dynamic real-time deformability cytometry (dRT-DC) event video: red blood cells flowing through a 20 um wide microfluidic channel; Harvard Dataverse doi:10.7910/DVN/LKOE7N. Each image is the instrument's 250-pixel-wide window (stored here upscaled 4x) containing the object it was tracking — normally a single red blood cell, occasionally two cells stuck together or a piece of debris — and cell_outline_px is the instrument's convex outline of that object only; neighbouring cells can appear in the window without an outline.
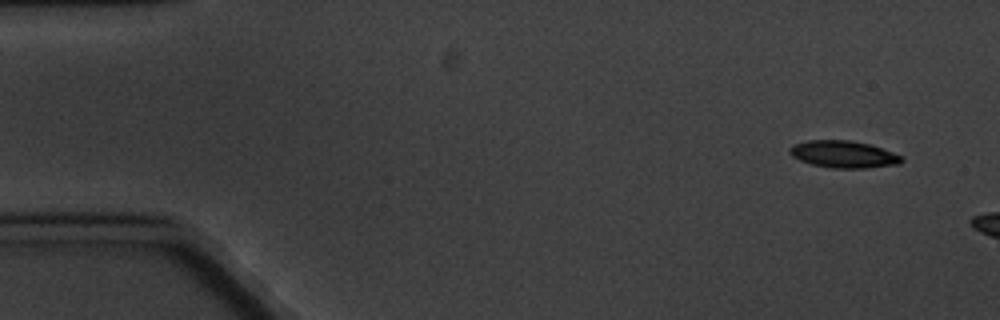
{"species": "common noctule bat (a hibernating species)", "species_latin": "Nyctalus noctula", "temperature_condition": "cold", "stored_images_in_passage": 5, "camera_frame_rate_fps": 3000, "um_per_image_px": 0.085, "animal": {"sex": "male", "body_mass_g": 20.1, "forearm_length_mm": 53.5}, "frame": {"image": 1, "passage_image": 1, "time_ms": 0.0, "image_size_px": [1000, 320], "cell_outline_px": [[904, 160], [900, 164], [864, 168], [832, 168], [812, 164], [800, 160], [792, 156], [788, 152], [788, 148], [796, 144], [808, 140], [852, 140], [868, 144], [904, 156]], "centroid_in_image_um": [71.71, 13.11], "position_along_channel_um": 13.3, "area_um2": 17.63}}